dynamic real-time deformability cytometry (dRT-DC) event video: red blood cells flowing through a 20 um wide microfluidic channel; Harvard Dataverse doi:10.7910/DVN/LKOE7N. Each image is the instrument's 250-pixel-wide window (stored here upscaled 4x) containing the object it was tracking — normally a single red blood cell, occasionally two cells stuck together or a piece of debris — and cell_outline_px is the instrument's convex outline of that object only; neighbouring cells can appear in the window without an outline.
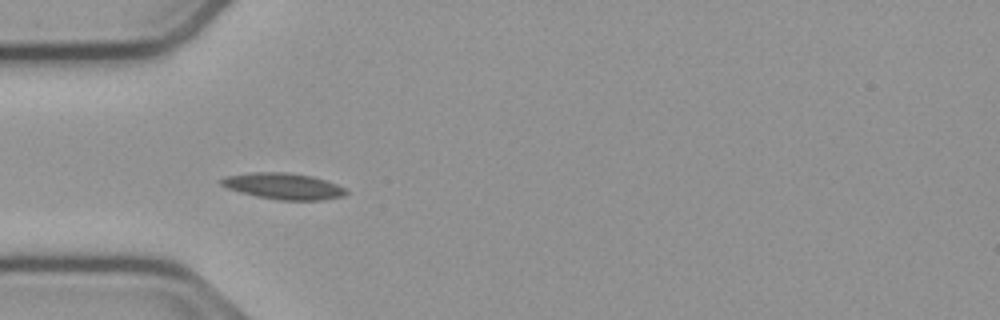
{"species": "common noctule bat (a hibernating species)", "species_latin": "Nyctalus noctula", "temperature_condition": "cold", "stored_images_in_passage": 10, "camera_frame_rate_fps": 3000, "um_per_image_px": 0.085, "animal": {"sex": "male", "body_mass_g": 23.1, "forearm_length_mm": 52.7}, "frame": {"image": 1, "passage_image": 1, "time_ms": 0.0, "image_size_px": [1000, 320], "cell_outline_px": [[348, 192], [344, 196], [324, 200], [276, 200], [256, 196], [240, 192], [228, 188], [220, 184], [220, 180], [228, 176], [256, 172], [284, 172], [312, 176], [336, 184], [344, 188]], "centroid_in_image_um": [24.11, 15.83], "position_along_channel_um": 60.9, "area_um2": 18.9}}
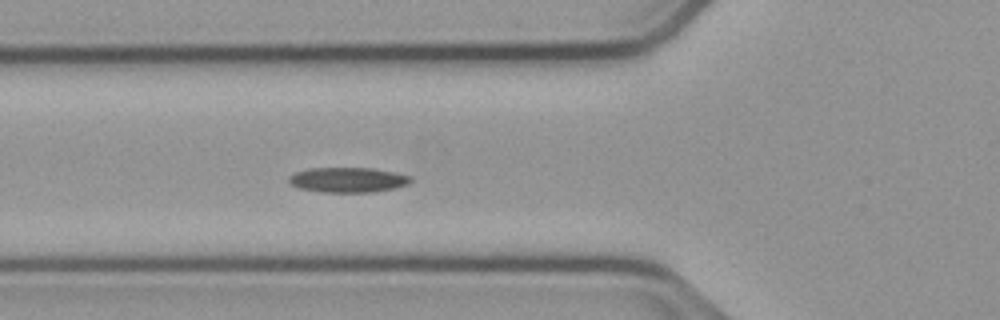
{"frame": {"image": 2, "passage_image": 4, "time_ms": 1.0, "image_size_px": [1000, 320], "cell_outline_px": [[412, 180], [408, 184], [396, 188], [372, 192], [320, 192], [296, 188], [288, 180], [288, 176], [296, 172], [308, 168], [372, 168], [412, 176]], "centroid_in_image_um": [29.55, 15.29], "position_along_channel_um": 96.3, "area_um2": 17.86}}
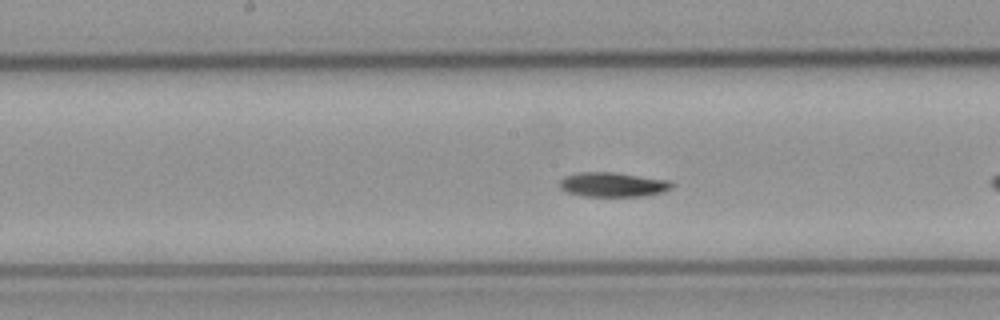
{"frame": {"image": 3, "passage_image": 9, "time_ms": 2.667, "image_size_px": [1000, 320], "cell_outline_px": [[676, 184], [672, 188], [664, 192], [644, 196], [584, 196], [568, 192], [560, 188], [560, 180], [564, 176], [580, 172], [612, 172], [668, 180]], "centroid_in_image_um": [52.12, 15.69], "position_along_channel_um": 196.1, "area_um2": 16.01}}